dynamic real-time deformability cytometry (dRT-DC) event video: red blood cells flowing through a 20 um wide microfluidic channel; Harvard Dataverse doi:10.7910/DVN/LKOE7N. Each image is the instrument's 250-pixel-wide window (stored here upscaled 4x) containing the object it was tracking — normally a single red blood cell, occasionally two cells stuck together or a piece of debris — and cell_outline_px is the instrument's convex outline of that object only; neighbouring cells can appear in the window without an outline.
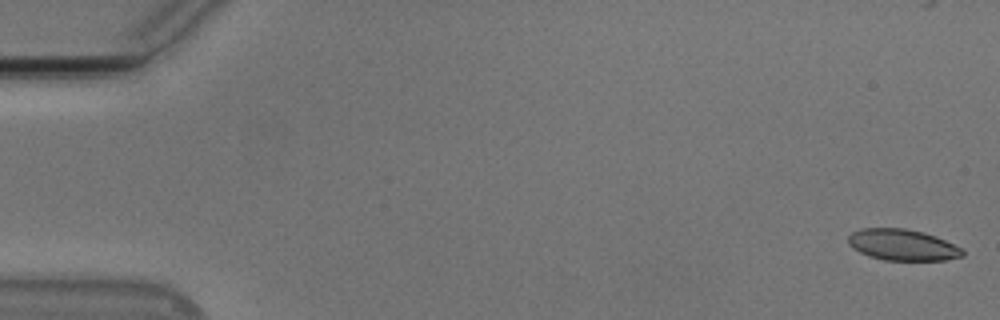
{"species": "Egyptian fruit bat (a non-hibernating species)", "species_latin": "Rousettus aegyptiacus", "temperature_condition": "cold", "stored_images_in_passage": 48, "camera_frame_rate_fps": 3000, "um_per_image_px": 0.085, "animal": {"sex": "male"}, "frame": {"image": 1, "passage_image": 1, "time_ms": 0.0, "image_size_px": [1000, 320], "cell_outline_px": [[964, 256], [944, 260], [884, 260], [868, 256], [852, 248], [848, 244], [848, 236], [852, 232], [860, 228], [904, 228], [924, 232], [936, 236], [964, 248]], "centroid_in_image_um": [76.72, 20.81], "position_along_channel_um": 8.3, "area_um2": 21.04}}
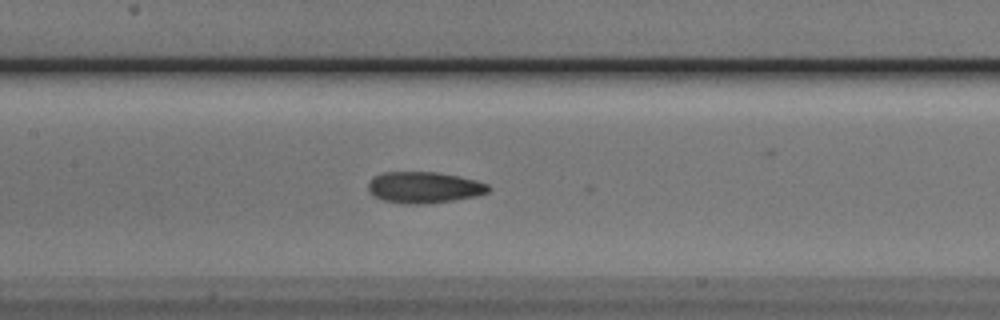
{"frame": {"image": 2, "passage_image": 26, "time_ms": 8.333, "image_size_px": [1000, 320], "cell_outline_px": [[492, 188], [488, 192], [480, 196], [428, 204], [404, 204], [384, 200], [372, 196], [368, 192], [368, 180], [372, 176], [384, 172], [440, 172], [460, 176], [476, 180], [488, 184]], "centroid_in_image_um": [36.05, 15.93], "position_along_channel_um": 171.4, "area_um2": 22.48}}
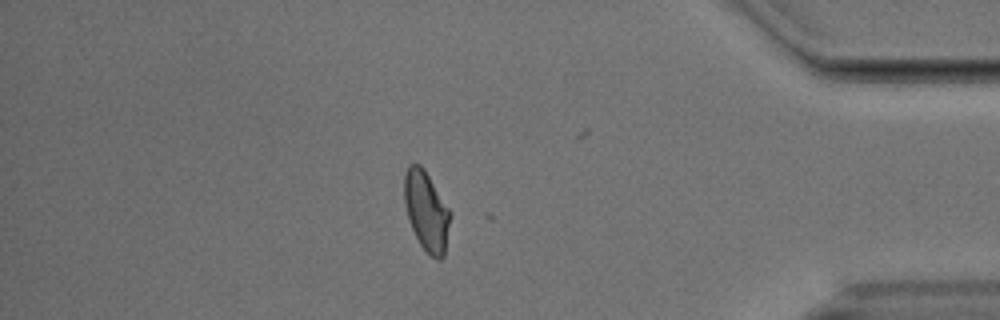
{"frame": {"image": 3, "passage_image": 47, "time_ms": 15.333, "image_size_px": [1000, 320], "cell_outline_px": [[452, 212], [444, 256], [440, 260], [436, 260], [420, 244], [412, 228], [404, 204], [404, 172], [408, 164], [420, 164], [424, 168]], "centroid_in_image_um": [36.26, 17.91], "position_along_channel_um": 398.9, "area_um2": 21.44}, "authors_computed_cell_mechanics": {"area_um2": 21.9351, "velocity_mm_per_s": 3.757, "shape_relaxation_time_tau1_ms": 9.9175, "shape_relaxation_time_tau2_ms": 2.6498, "deformation_change_tau1": 0.1696, "deformation_change_tau2": 0.0791}}